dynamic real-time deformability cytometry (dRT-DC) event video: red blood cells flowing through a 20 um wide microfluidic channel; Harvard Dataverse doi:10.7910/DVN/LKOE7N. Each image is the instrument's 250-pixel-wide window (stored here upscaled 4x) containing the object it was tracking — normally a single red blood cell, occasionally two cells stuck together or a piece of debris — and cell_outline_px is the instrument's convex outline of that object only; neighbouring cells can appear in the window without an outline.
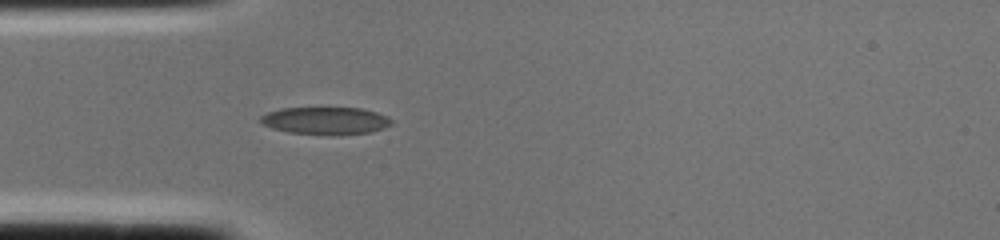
{"species": "common noctule bat (a hibernating species)", "species_latin": "Nyctalus noctula", "temperature_condition": "cold", "stored_images_in_passage": 2, "camera_frame_rate_fps": 3000, "um_per_image_px": 0.085, "animal": {"sex": "female", "body_mass_g": 22.0, "forearm_length_mm": 56.7}, "frame": {"image": 1, "passage_image": 2, "time_ms": 0.333, "image_size_px": [1000, 240], "cell_outline_px": [[392, 124], [384, 128], [372, 132], [288, 132], [272, 128], [260, 124], [260, 116], [268, 112], [280, 108], [360, 108], [376, 112], [388, 116], [392, 120]], "centroid_in_image_um": [27.64, 10.21], "position_along_channel_um": 57.4, "area_um2": 20.06}}